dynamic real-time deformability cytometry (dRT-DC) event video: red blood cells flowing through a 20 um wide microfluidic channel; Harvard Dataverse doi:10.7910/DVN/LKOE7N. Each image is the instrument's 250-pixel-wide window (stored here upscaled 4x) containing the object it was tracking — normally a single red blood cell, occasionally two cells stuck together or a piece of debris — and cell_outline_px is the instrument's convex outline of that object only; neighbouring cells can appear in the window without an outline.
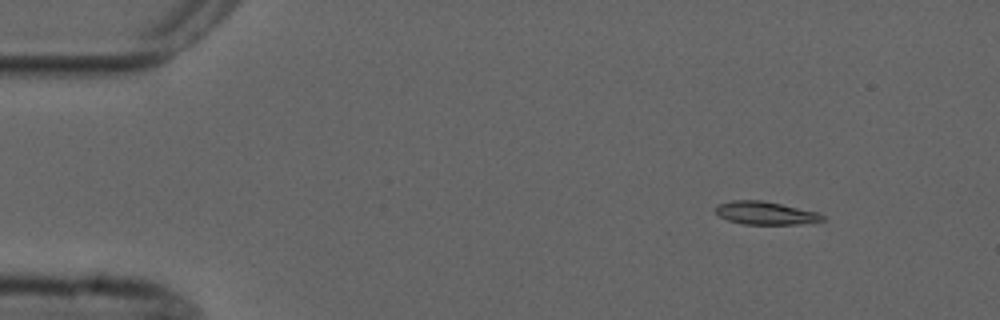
{"species": "common noctule bat (a hibernating species)", "species_latin": "Nyctalus noctula", "temperature_condition": "cold", "stored_images_in_passage": 6, "camera_frame_rate_fps": 3000, "um_per_image_px": 0.085, "animal": {"sex": "male", "forearm_length_mm": 52.5}, "frame": {"image": 1, "passage_image": 1, "time_ms": 0.0, "image_size_px": [1000, 320], "cell_outline_px": [[824, 220], [800, 224], [744, 224], [728, 220], [720, 216], [712, 208], [716, 204], [732, 200], [764, 200], [816, 212], [824, 216]], "centroid_in_image_um": [65.0, 18.1], "position_along_channel_um": 20.0, "area_um2": 14.33}}
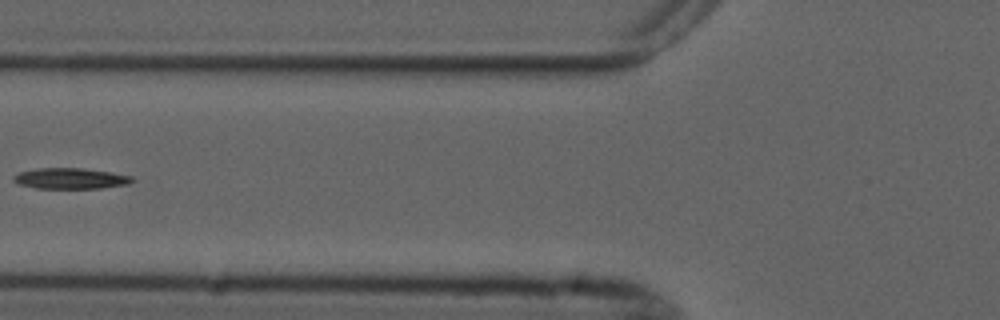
{"frame": {"image": 2, "passage_image": 5, "time_ms": 5.0, "image_size_px": [1000, 320], "cell_outline_px": [[136, 180], [128, 184], [100, 188], [36, 188], [20, 184], [12, 180], [12, 176], [20, 172], [36, 168], [84, 168], [112, 172], [132, 176]], "centroid_in_image_um": [6.01, 15.16], "position_along_channel_um": 119.8, "area_um2": 14.45}}
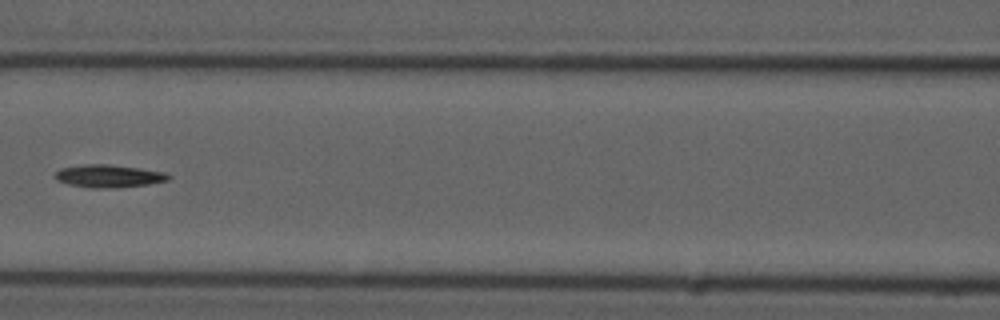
{"frame": {"image": 3, "passage_image": 6, "time_ms": 6.0, "image_size_px": [1000, 320], "cell_outline_px": [[172, 176], [168, 180], [148, 184], [116, 188], [92, 188], [68, 184], [56, 180], [56, 172], [60, 168], [84, 164], [108, 164], [140, 168], [164, 172]], "centroid_in_image_um": [9.24, 14.96], "position_along_channel_um": 157.4, "area_um2": 15.03}}